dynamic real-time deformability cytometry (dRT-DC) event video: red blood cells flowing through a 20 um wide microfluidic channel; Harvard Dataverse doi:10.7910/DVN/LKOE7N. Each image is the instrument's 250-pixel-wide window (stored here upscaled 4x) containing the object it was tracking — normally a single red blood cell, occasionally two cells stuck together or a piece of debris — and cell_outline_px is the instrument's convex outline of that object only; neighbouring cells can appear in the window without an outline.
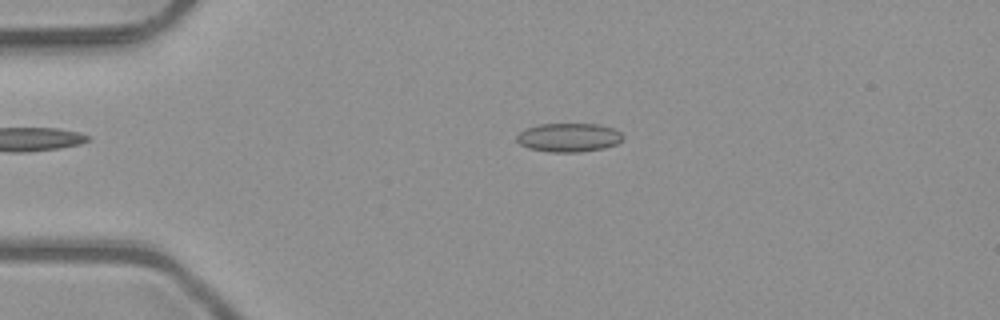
{"species": "common noctule bat (a hibernating species)", "species_latin": "Nyctalus noctula", "temperature_condition": "room temperature", "stored_images_in_passage": 5, "camera_frame_rate_fps": 3000, "um_per_image_px": 0.085, "animal": {"sex": "male", "body_mass_g": 23.1, "forearm_length_mm": 52.7}, "frame": {"image": 1, "passage_image": 3, "time_ms": 0.667, "image_size_px": [1000, 320], "cell_outline_px": [[624, 136], [616, 144], [604, 148], [580, 152], [548, 152], [528, 148], [520, 144], [516, 140], [516, 136], [520, 132], [528, 128], [540, 124], [600, 124], [612, 128], [620, 132]], "centroid_in_image_um": [48.34, 11.69], "position_along_channel_um": 36.7, "area_um2": 17.74}}
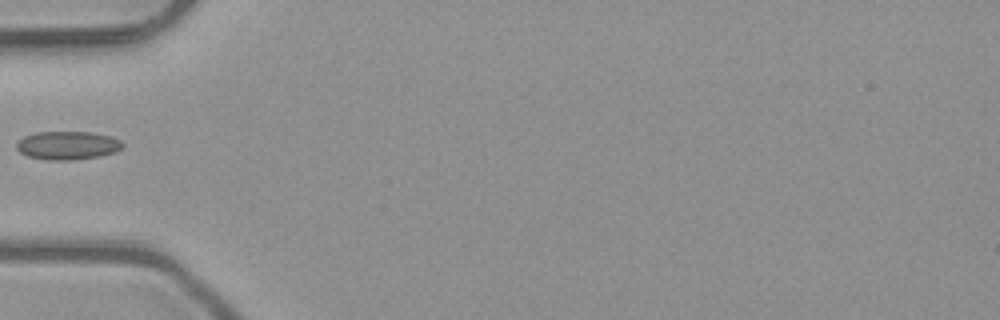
{"frame": {"image": 2, "passage_image": 5, "time_ms": 1.333, "image_size_px": [1000, 320], "cell_outline_px": [[124, 144], [116, 152], [100, 156], [68, 160], [48, 160], [28, 156], [20, 152], [16, 148], [16, 144], [24, 136], [36, 132], [92, 132], [108, 136], [120, 140]], "centroid_in_image_um": [5.73, 12.36], "position_along_channel_um": 79.3, "area_um2": 17.4}}